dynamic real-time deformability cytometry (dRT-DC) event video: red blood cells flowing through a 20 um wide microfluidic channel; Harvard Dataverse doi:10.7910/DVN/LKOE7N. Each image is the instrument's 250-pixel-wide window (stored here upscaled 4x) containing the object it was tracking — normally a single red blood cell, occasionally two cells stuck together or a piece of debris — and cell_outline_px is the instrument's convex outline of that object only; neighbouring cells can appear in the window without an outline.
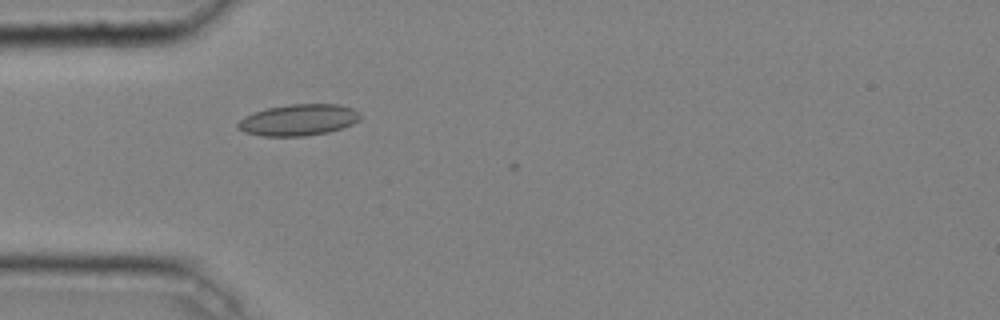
{"species": "common noctule bat (a hibernating species)", "species_latin": "Nyctalus noctula", "temperature_condition": "cold", "stored_images_in_passage": 5, "camera_frame_rate_fps": 3000, "um_per_image_px": 0.085, "animal": {"sex": "male", "body_mass_g": 20.4}, "frame": {"image": 1, "passage_image": 1, "time_ms": 0.0, "image_size_px": [1000, 320], "cell_outline_px": [[360, 120], [352, 124], [328, 132], [304, 136], [260, 136], [244, 132], [236, 128], [236, 124], [244, 116], [252, 112], [268, 108], [288, 104], [340, 104], [352, 108], [360, 112]], "centroid_in_image_um": [25.34, 10.19], "position_along_channel_um": 59.7, "area_um2": 22.54}}
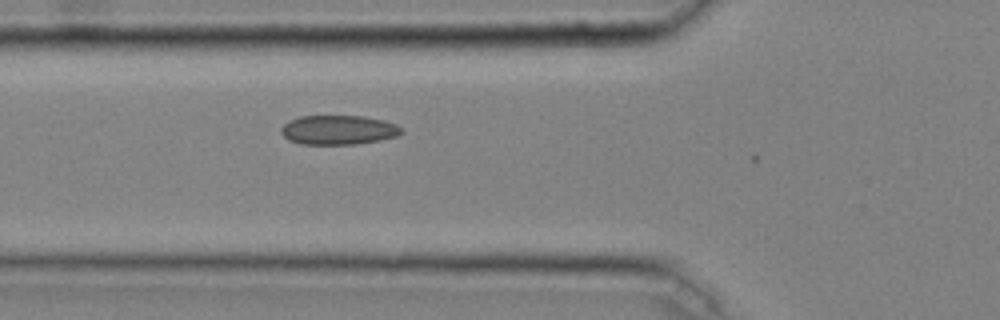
{"frame": {"image": 2, "passage_image": 4, "time_ms": 1.0, "image_size_px": [1000, 320], "cell_outline_px": [[404, 132], [396, 136], [380, 140], [356, 144], [300, 144], [288, 140], [280, 132], [280, 128], [288, 120], [300, 116], [360, 116], [384, 120], [396, 124], [404, 128]], "centroid_in_image_um": [28.76, 11.04], "position_along_channel_um": 97.0, "area_um2": 20.75}}